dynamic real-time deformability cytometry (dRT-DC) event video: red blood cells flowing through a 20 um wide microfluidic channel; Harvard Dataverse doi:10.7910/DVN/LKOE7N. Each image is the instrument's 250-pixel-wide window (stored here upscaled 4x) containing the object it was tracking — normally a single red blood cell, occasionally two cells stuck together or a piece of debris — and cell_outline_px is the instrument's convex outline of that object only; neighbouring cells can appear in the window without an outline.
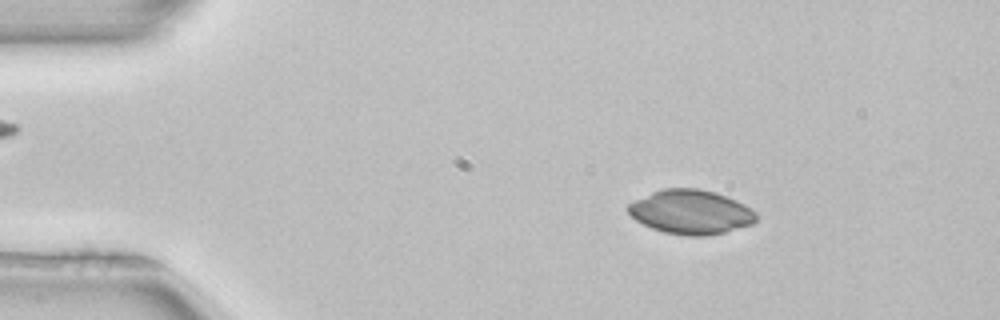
{"species": "common noctule bat (a hibernating species)", "species_latin": "Nyctalus noctula", "temperature_condition": "room temperature", "stored_images_in_passage": 51, "camera_frame_rate_fps": 3000, "um_per_image_px": 0.085, "animal": {"sex": "female", "body_mass_g": 22.7, "forearm_length_mm": 54.2}, "frame": {"image": 1, "passage_image": 8, "time_ms": 2.333, "image_size_px": [1000, 320], "cell_outline_px": [[756, 220], [752, 224], [724, 232], [708, 236], [684, 236], [664, 232], [652, 228], [636, 220], [628, 212], [628, 204], [652, 192], [664, 188], [700, 188], [716, 192], [736, 200], [744, 204], [756, 212]], "centroid_in_image_um": [58.73, 18.02], "position_along_channel_um": 26.3, "area_um2": 32.95}}
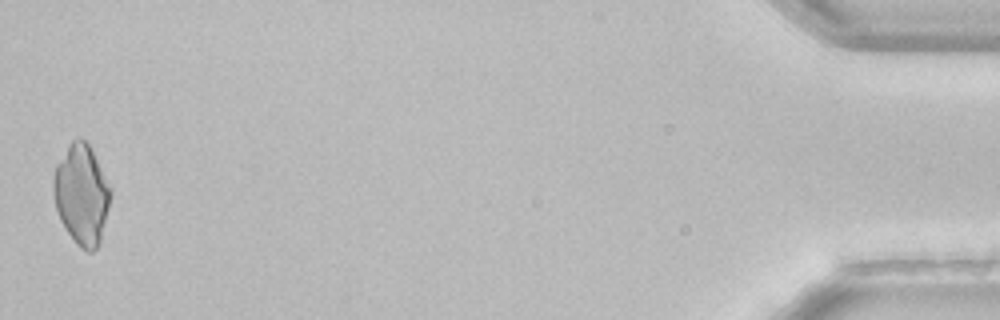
{"frame": {"image": 2, "passage_image": 51, "time_ms": 16.667, "image_size_px": [1000, 320], "cell_outline_px": [[112, 196], [100, 244], [92, 252], [88, 252], [80, 248], [76, 244], [60, 220], [56, 208], [52, 192], [52, 180], [56, 164], [68, 144], [72, 140], [84, 140], [88, 144], [112, 192]], "centroid_in_image_um": [6.92, 16.58], "position_along_channel_um": 428.3, "area_um2": 33.23}}